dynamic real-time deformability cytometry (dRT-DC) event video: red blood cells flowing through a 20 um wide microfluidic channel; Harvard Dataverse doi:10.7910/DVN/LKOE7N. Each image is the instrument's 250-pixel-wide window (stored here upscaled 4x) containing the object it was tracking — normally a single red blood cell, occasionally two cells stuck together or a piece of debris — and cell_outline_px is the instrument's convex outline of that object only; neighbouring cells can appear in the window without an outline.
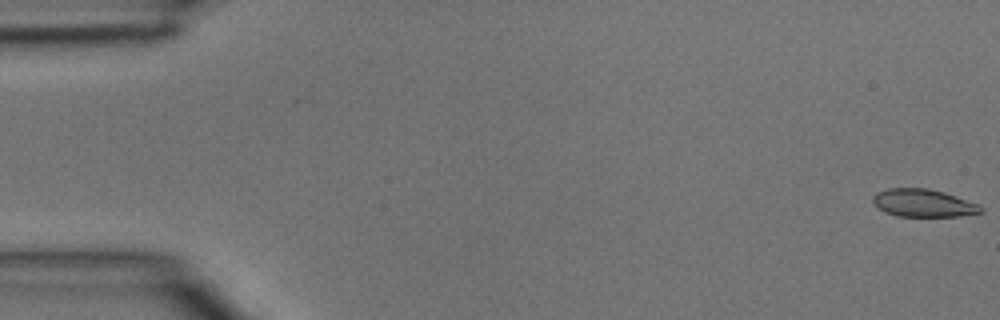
{"species": "common noctule bat (a hibernating species)", "species_latin": "Nyctalus noctula", "temperature_condition": "room temperature", "stored_images_in_passage": 4, "camera_frame_rate_fps": 3000, "um_per_image_px": 0.085, "animal": {"sex": "male", "body_mass_g": 15.6}, "frame": {"image": 1, "passage_image": 1, "time_ms": 0.0, "image_size_px": [1000, 320], "cell_outline_px": [[984, 212], [960, 216], [896, 216], [884, 212], [872, 200], [872, 196], [876, 192], [888, 188], [928, 188], [944, 192], [980, 204], [984, 208]], "centroid_in_image_um": [78.51, 17.26], "position_along_channel_um": 6.5, "area_um2": 17.57}}
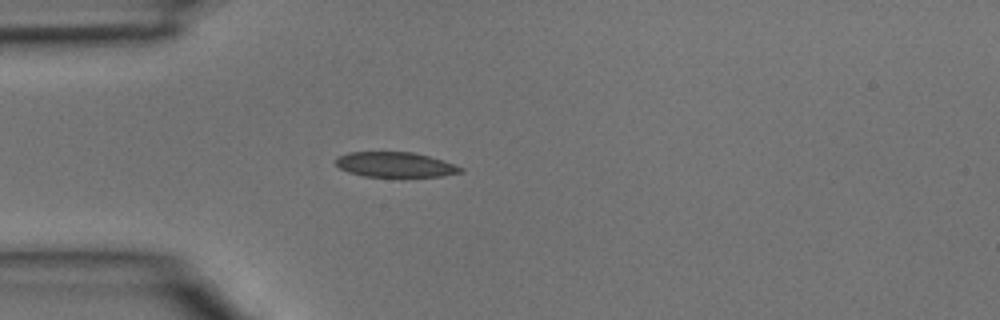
{"frame": {"image": 2, "passage_image": 4, "time_ms": 1.0, "image_size_px": [1000, 320], "cell_outline_px": [[464, 172], [444, 176], [364, 176], [348, 172], [340, 168], [336, 164], [336, 156], [348, 152], [412, 152], [444, 160], [464, 168]], "centroid_in_image_um": [33.61, 13.99], "position_along_channel_um": 51.4, "area_um2": 18.21}}